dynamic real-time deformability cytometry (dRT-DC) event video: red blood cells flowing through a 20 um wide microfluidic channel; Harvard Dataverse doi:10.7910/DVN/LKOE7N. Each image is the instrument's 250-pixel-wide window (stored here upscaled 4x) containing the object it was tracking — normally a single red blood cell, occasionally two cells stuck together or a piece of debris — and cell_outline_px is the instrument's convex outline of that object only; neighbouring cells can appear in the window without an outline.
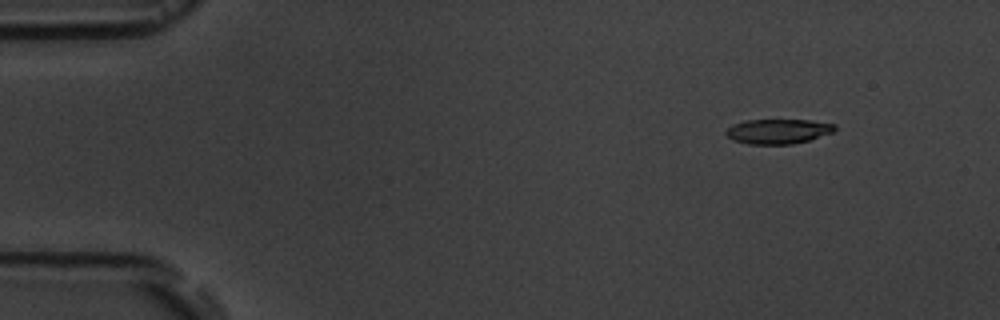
{"species": "common noctule bat (a hibernating species)", "species_latin": "Nyctalus noctula", "temperature_condition": "room temperature", "stored_images_in_passage": 5, "camera_frame_rate_fps": 3000, "um_per_image_px": 0.085, "animal": {"sex": "male", "body_mass_g": 19.5, "forearm_length_mm": 54.6}, "frame": {"image": 1, "passage_image": 1, "time_ms": 0.0, "image_size_px": [1000, 320], "cell_outline_px": [[836, 128], [832, 132], [808, 140], [792, 144], [748, 144], [736, 140], [728, 136], [724, 132], [732, 124], [744, 120], [808, 120], [836, 124]], "centroid_in_image_um": [66.12, 11.15], "position_along_channel_um": 18.9, "area_um2": 15.55}}